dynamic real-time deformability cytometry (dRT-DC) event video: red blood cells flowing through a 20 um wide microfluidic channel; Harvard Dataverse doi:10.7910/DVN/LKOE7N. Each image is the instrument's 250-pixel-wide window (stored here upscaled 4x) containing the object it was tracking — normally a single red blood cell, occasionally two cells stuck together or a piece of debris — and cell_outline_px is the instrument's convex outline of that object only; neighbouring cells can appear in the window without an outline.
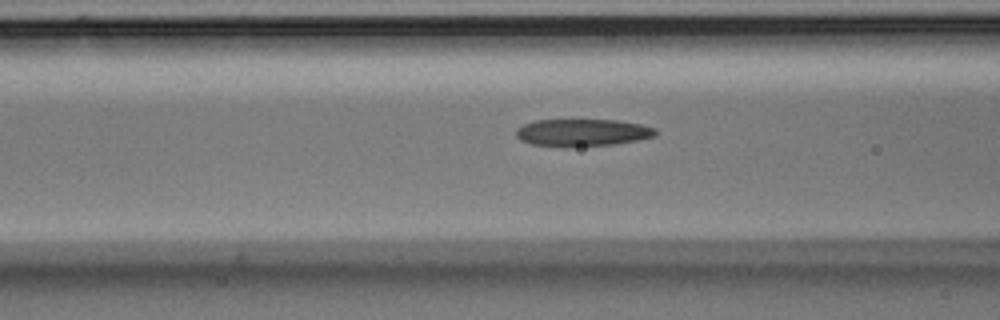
{"species": "Egyptian fruit bat (a non-hibernating species)", "species_latin": "Rousettus aegyptiacus", "temperature_condition": "room temperature", "stored_images_in_passage": 18, "camera_frame_rate_fps": 3000, "um_per_image_px": 0.085, "animal": {"sex": "male"}, "frame": {"image": 1, "passage_image": 13, "time_ms": 4.0, "image_size_px": [1000, 320], "cell_outline_px": [[656, 136], [616, 144], [532, 144], [520, 140], [516, 136], [516, 128], [524, 124], [536, 120], [620, 120], [640, 124], [656, 128]], "centroid_in_image_um": [49.54, 11.22], "position_along_channel_um": 117.1, "area_um2": 21.27}}
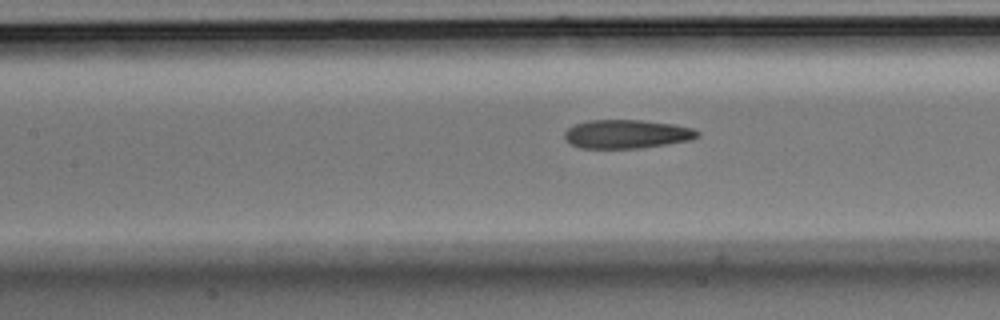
{"frame": {"image": 2, "passage_image": 16, "time_ms": 5.0, "image_size_px": [1000, 320], "cell_outline_px": [[700, 136], [692, 140], [640, 148], [580, 148], [572, 144], [564, 136], [564, 132], [572, 124], [588, 120], [640, 120], [676, 124], [692, 128], [700, 132]], "centroid_in_image_um": [53.29, 11.38], "position_along_channel_um": 154.1, "area_um2": 22.37}}